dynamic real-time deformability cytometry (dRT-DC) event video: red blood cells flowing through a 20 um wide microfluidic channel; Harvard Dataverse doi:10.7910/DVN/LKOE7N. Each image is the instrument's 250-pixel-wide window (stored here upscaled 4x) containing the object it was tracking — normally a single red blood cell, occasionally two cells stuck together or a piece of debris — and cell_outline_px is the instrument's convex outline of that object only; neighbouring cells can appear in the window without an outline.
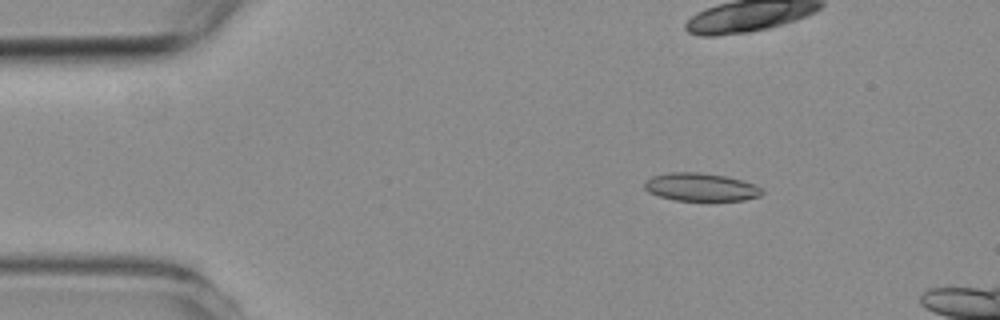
{"species": "common noctule bat (a hibernating species)", "species_latin": "Nyctalus noctula", "temperature_condition": "room temperature", "stored_images_in_passage": 4, "camera_frame_rate_fps": 3000, "um_per_image_px": 0.085, "animal": {"sex": "female", "body_mass_g": 19.3, "forearm_length_mm": 54.1}, "frame": {"image": 1, "passage_image": 2, "time_ms": 1.333, "image_size_px": [1000, 320], "cell_outline_px": [[764, 192], [760, 196], [744, 200], [676, 200], [660, 196], [648, 192], [644, 188], [644, 180], [652, 176], [668, 172], [700, 172], [724, 176], [756, 184], [764, 188]], "centroid_in_image_um": [59.57, 15.89], "position_along_channel_um": 25.4, "area_um2": 19.25}}